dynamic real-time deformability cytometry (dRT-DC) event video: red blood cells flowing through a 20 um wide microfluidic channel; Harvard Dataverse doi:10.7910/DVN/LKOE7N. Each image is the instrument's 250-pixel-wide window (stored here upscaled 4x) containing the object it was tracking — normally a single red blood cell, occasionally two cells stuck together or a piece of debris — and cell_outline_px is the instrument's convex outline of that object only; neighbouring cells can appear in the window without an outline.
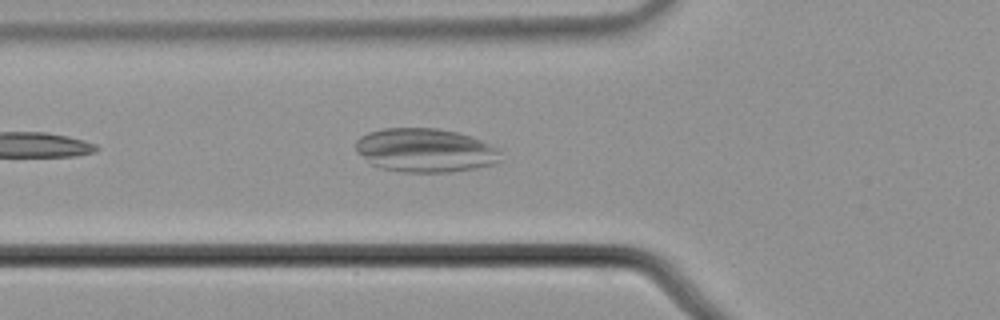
{"species": "common noctule bat (a hibernating species)", "species_latin": "Nyctalus noctula", "temperature_condition": "cold", "stored_images_in_passage": 11, "camera_frame_rate_fps": 3000, "um_per_image_px": 0.085, "animal": {"sex": "male", "body_mass_g": 21.5, "forearm_length_mm": 52.0}, "frame": {"image": 1, "passage_image": 2, "time_ms": 0.333, "image_size_px": [1000, 320], "cell_outline_px": [[500, 160], [492, 164], [476, 168], [452, 172], [404, 172], [380, 168], [372, 164], [356, 152], [356, 140], [360, 136], [368, 132], [384, 128], [436, 128], [456, 132], [472, 136], [496, 148], [500, 152]], "centroid_in_image_um": [36.11, 12.77], "position_along_channel_um": 89.7, "area_um2": 36.93}}